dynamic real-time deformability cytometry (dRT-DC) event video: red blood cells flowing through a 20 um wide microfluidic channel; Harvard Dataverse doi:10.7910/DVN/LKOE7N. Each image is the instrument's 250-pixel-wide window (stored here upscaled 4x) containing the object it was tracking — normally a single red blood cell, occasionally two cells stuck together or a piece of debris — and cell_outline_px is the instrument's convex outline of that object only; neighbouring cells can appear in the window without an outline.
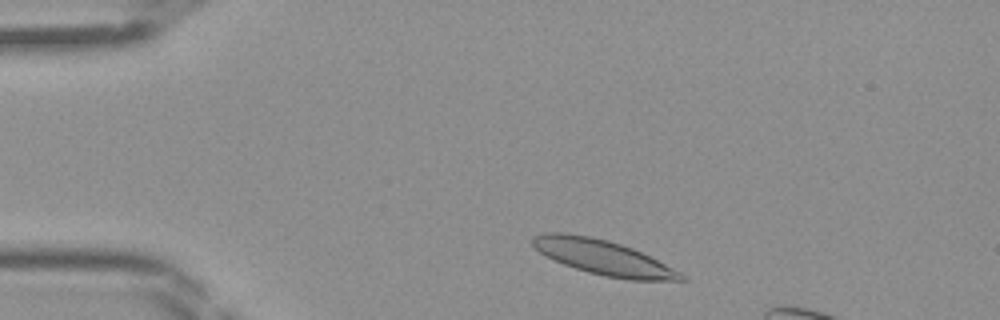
{"species": "Egyptian fruit bat (a non-hibernating species)", "species_latin": "Rousettus aegyptiacus", "temperature_condition": "room temperature", "stored_images_in_passage": 38, "camera_frame_rate_fps": 3000, "um_per_image_px": 0.085, "frame": {"image": 1, "passage_image": 3, "time_ms": 0.667, "image_size_px": [1000, 320], "cell_outline_px": [[688, 280], [628, 280], [604, 276], [588, 272], [564, 264], [540, 252], [532, 244], [532, 236], [544, 232], [568, 232], [608, 240], [632, 248], [680, 272]], "centroid_in_image_um": [51.23, 21.87], "position_along_channel_um": 33.8, "area_um2": 29.65}}
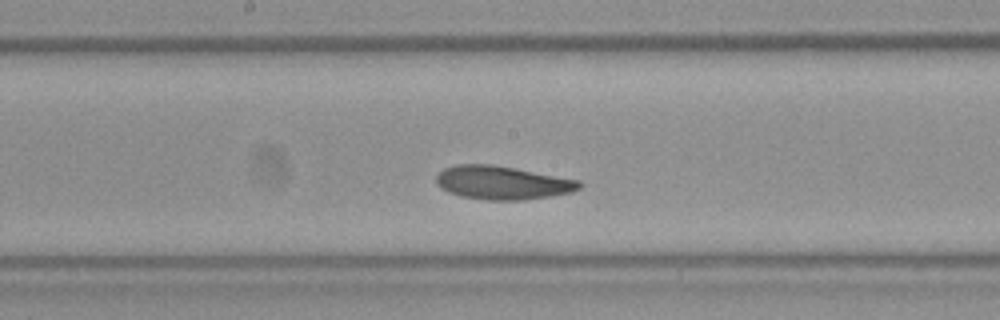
{"frame": {"image": 2, "passage_image": 18, "time_ms": 5.667, "image_size_px": [1000, 320], "cell_outline_px": [[584, 184], [580, 188], [572, 192], [552, 196], [524, 200], [488, 200], [460, 196], [448, 192], [440, 188], [436, 184], [436, 176], [444, 168], [456, 164], [492, 164], [580, 180]], "centroid_in_image_um": [42.7, 15.53], "position_along_channel_um": 205.5, "area_um2": 28.09}}
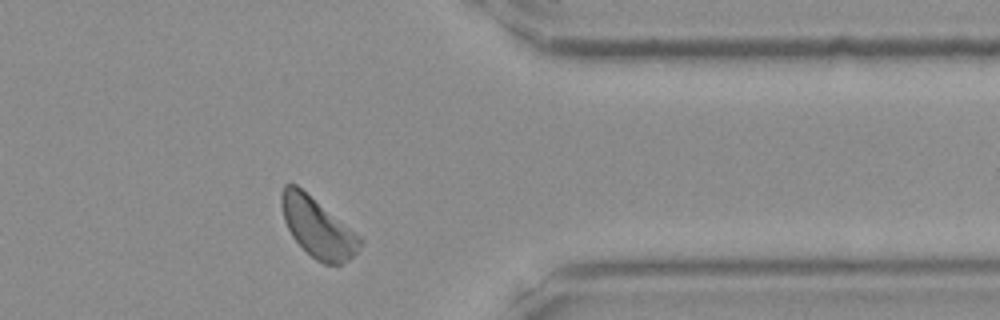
{"frame": {"image": 3, "passage_image": 31, "time_ms": 10.0, "image_size_px": [1000, 320], "cell_outline_px": [[364, 244], [344, 264], [324, 264], [316, 260], [292, 236], [284, 220], [280, 204], [280, 196], [284, 184], [296, 184], [360, 236], [364, 240]], "centroid_in_image_um": [27.0, 19.34], "position_along_channel_um": 384.4, "area_um2": 26.88}}